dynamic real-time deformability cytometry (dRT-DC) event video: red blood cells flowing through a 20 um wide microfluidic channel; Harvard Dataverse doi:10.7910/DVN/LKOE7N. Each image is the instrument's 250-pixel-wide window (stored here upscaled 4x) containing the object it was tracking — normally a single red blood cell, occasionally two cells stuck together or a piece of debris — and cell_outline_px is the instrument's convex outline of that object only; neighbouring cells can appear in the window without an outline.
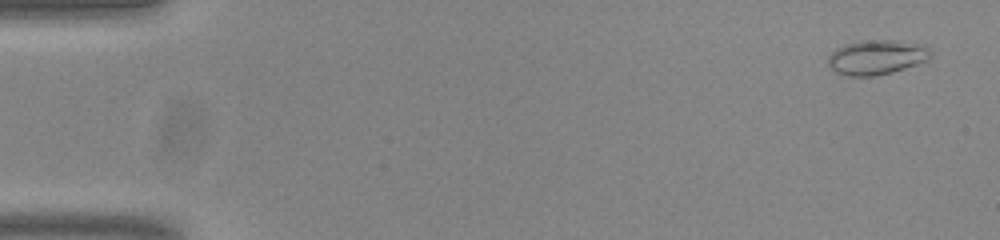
{"species": "common noctule bat (a hibernating species)", "species_latin": "Nyctalus noctula", "temperature_condition": "room temperature", "stored_images_in_passage": 54, "camera_frame_rate_fps": 3000, "um_per_image_px": 0.085, "animal": {"sex": "male", "body_mass_g": 20.0, "forearm_length_mm": 53.3}, "frame": {"image": 1, "passage_image": 3, "time_ms": 0.667, "image_size_px": [1000, 240], "cell_outline_px": [[932, 56], [928, 60], [892, 72], [876, 76], [848, 76], [836, 72], [828, 64], [828, 56], [836, 48], [844, 44], [860, 40], [892, 40], [928, 44], [932, 48]], "centroid_in_image_um": [74.57, 4.84], "position_along_channel_um": 10.4, "area_um2": 21.1}}
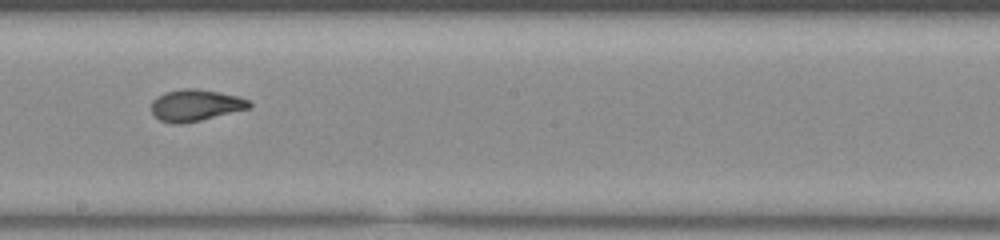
{"frame": {"image": 2, "passage_image": 31, "time_ms": 10.0, "image_size_px": [1000, 240], "cell_outline_px": [[252, 108], [200, 120], [180, 124], [172, 124], [160, 120], [152, 112], [152, 100], [156, 96], [164, 92], [180, 88], [196, 88], [240, 96], [248, 100], [252, 104]], "centroid_in_image_um": [16.63, 8.93], "position_along_channel_um": 231.6, "area_um2": 18.21}}
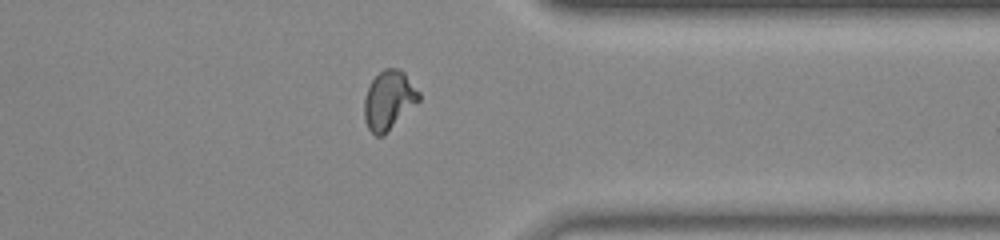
{"frame": {"image": 3, "passage_image": 43, "time_ms": 14.0, "image_size_px": [1000, 240], "cell_outline_px": [[420, 100], [384, 136], [376, 136], [368, 128], [364, 120], [364, 100], [368, 88], [372, 80], [384, 68], [400, 68], [404, 72], [420, 92]], "centroid_in_image_um": [33.06, 8.52], "position_along_channel_um": 378.3, "area_um2": 18.84}, "authors_computed_cell_mechanics": {"area_um2": 18.207, "velocity_mm_per_s": 3.8292, "shape_relaxation_time_tau1_ms": 9.2797, "shape_relaxation_time_tau2_ms": 1.0357, "deformation_change_tau1": 0.2697, "deformation_change_tau2": 0.0614}}